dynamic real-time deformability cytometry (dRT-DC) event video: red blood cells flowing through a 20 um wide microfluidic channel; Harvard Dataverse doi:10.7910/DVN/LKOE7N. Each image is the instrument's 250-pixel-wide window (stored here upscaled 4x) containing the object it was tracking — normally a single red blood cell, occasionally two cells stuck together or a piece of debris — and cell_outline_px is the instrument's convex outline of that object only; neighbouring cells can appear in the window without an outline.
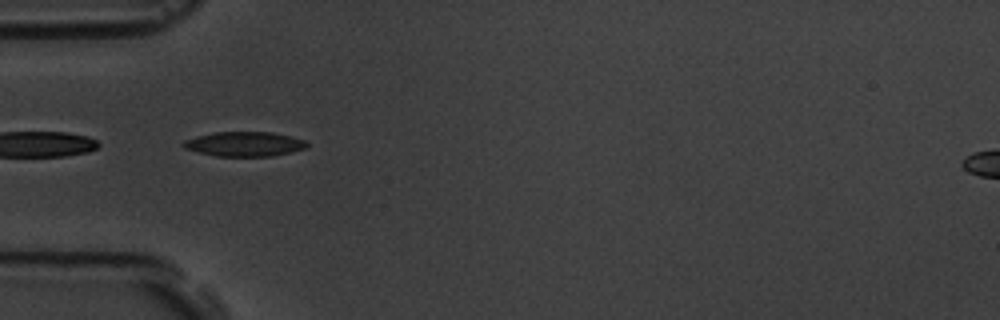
{"species": "common noctule bat (a hibernating species)", "species_latin": "Nyctalus noctula", "temperature_condition": "room temperature", "stored_images_in_passage": 2, "camera_frame_rate_fps": 3000, "um_per_image_px": 0.085, "animal": {"sex": "male", "body_mass_g": 19.5, "forearm_length_mm": 54.6}, "frame": {"image": 1, "passage_image": 1, "time_ms": 0.0, "image_size_px": [1000, 320], "cell_outline_px": [[308, 148], [272, 156], [216, 156], [184, 148], [180, 144], [184, 140], [196, 136], [216, 132], [272, 132], [304, 140], [308, 144]], "centroid_in_image_um": [20.76, 12.24], "position_along_channel_um": 64.2, "area_um2": 17.63}}